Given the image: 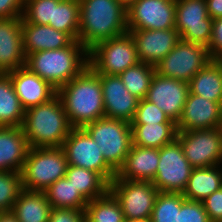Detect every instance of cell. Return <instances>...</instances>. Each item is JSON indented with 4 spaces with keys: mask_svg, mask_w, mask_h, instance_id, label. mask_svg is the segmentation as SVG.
<instances>
[{
    "mask_svg": "<svg viewBox=\"0 0 222 222\" xmlns=\"http://www.w3.org/2000/svg\"><path fill=\"white\" fill-rule=\"evenodd\" d=\"M73 128H83L105 117L100 74L89 64L75 78L57 90Z\"/></svg>",
    "mask_w": 222,
    "mask_h": 222,
    "instance_id": "1",
    "label": "cell"
},
{
    "mask_svg": "<svg viewBox=\"0 0 222 222\" xmlns=\"http://www.w3.org/2000/svg\"><path fill=\"white\" fill-rule=\"evenodd\" d=\"M126 32L127 10L117 0H79L78 41L88 52Z\"/></svg>",
    "mask_w": 222,
    "mask_h": 222,
    "instance_id": "2",
    "label": "cell"
},
{
    "mask_svg": "<svg viewBox=\"0 0 222 222\" xmlns=\"http://www.w3.org/2000/svg\"><path fill=\"white\" fill-rule=\"evenodd\" d=\"M22 129L29 147H62L73 129L56 94L48 102L25 110Z\"/></svg>",
    "mask_w": 222,
    "mask_h": 222,
    "instance_id": "3",
    "label": "cell"
},
{
    "mask_svg": "<svg viewBox=\"0 0 222 222\" xmlns=\"http://www.w3.org/2000/svg\"><path fill=\"white\" fill-rule=\"evenodd\" d=\"M87 66L88 51L78 40L62 49L29 54L25 64L32 73L56 90L78 76Z\"/></svg>",
    "mask_w": 222,
    "mask_h": 222,
    "instance_id": "4",
    "label": "cell"
},
{
    "mask_svg": "<svg viewBox=\"0 0 222 222\" xmlns=\"http://www.w3.org/2000/svg\"><path fill=\"white\" fill-rule=\"evenodd\" d=\"M68 161L62 147H30L21 170L22 187L27 191L44 192L66 176Z\"/></svg>",
    "mask_w": 222,
    "mask_h": 222,
    "instance_id": "5",
    "label": "cell"
},
{
    "mask_svg": "<svg viewBox=\"0 0 222 222\" xmlns=\"http://www.w3.org/2000/svg\"><path fill=\"white\" fill-rule=\"evenodd\" d=\"M83 129L97 143L106 163L117 173L132 145L131 123L103 117Z\"/></svg>",
    "mask_w": 222,
    "mask_h": 222,
    "instance_id": "6",
    "label": "cell"
},
{
    "mask_svg": "<svg viewBox=\"0 0 222 222\" xmlns=\"http://www.w3.org/2000/svg\"><path fill=\"white\" fill-rule=\"evenodd\" d=\"M109 191L118 200L126 221L149 222L159 193L151 181L113 179Z\"/></svg>",
    "mask_w": 222,
    "mask_h": 222,
    "instance_id": "7",
    "label": "cell"
},
{
    "mask_svg": "<svg viewBox=\"0 0 222 222\" xmlns=\"http://www.w3.org/2000/svg\"><path fill=\"white\" fill-rule=\"evenodd\" d=\"M139 62L135 43L129 32L103 41L88 52V64L98 74L119 75Z\"/></svg>",
    "mask_w": 222,
    "mask_h": 222,
    "instance_id": "8",
    "label": "cell"
},
{
    "mask_svg": "<svg viewBox=\"0 0 222 222\" xmlns=\"http://www.w3.org/2000/svg\"><path fill=\"white\" fill-rule=\"evenodd\" d=\"M212 60L207 47L182 39L155 66L156 73L189 83Z\"/></svg>",
    "mask_w": 222,
    "mask_h": 222,
    "instance_id": "9",
    "label": "cell"
},
{
    "mask_svg": "<svg viewBox=\"0 0 222 222\" xmlns=\"http://www.w3.org/2000/svg\"><path fill=\"white\" fill-rule=\"evenodd\" d=\"M176 139L193 168L212 167L222 163V127L178 131Z\"/></svg>",
    "mask_w": 222,
    "mask_h": 222,
    "instance_id": "10",
    "label": "cell"
},
{
    "mask_svg": "<svg viewBox=\"0 0 222 222\" xmlns=\"http://www.w3.org/2000/svg\"><path fill=\"white\" fill-rule=\"evenodd\" d=\"M193 169L175 139L159 149V164L152 183L159 192L183 193Z\"/></svg>",
    "mask_w": 222,
    "mask_h": 222,
    "instance_id": "11",
    "label": "cell"
},
{
    "mask_svg": "<svg viewBox=\"0 0 222 222\" xmlns=\"http://www.w3.org/2000/svg\"><path fill=\"white\" fill-rule=\"evenodd\" d=\"M62 148L68 165L95 171L108 183L115 178L116 172L106 163L97 143L83 128H73Z\"/></svg>",
    "mask_w": 222,
    "mask_h": 222,
    "instance_id": "12",
    "label": "cell"
},
{
    "mask_svg": "<svg viewBox=\"0 0 222 222\" xmlns=\"http://www.w3.org/2000/svg\"><path fill=\"white\" fill-rule=\"evenodd\" d=\"M212 25L206 0H176L175 29L180 39L208 47Z\"/></svg>",
    "mask_w": 222,
    "mask_h": 222,
    "instance_id": "13",
    "label": "cell"
},
{
    "mask_svg": "<svg viewBox=\"0 0 222 222\" xmlns=\"http://www.w3.org/2000/svg\"><path fill=\"white\" fill-rule=\"evenodd\" d=\"M176 0H137L127 10L128 30L175 28Z\"/></svg>",
    "mask_w": 222,
    "mask_h": 222,
    "instance_id": "14",
    "label": "cell"
},
{
    "mask_svg": "<svg viewBox=\"0 0 222 222\" xmlns=\"http://www.w3.org/2000/svg\"><path fill=\"white\" fill-rule=\"evenodd\" d=\"M189 94V83L163 77L155 72L145 99L161 109L170 120L178 122Z\"/></svg>",
    "mask_w": 222,
    "mask_h": 222,
    "instance_id": "15",
    "label": "cell"
},
{
    "mask_svg": "<svg viewBox=\"0 0 222 222\" xmlns=\"http://www.w3.org/2000/svg\"><path fill=\"white\" fill-rule=\"evenodd\" d=\"M100 80L105 117L131 123L140 100L125 88L119 75L100 74Z\"/></svg>",
    "mask_w": 222,
    "mask_h": 222,
    "instance_id": "16",
    "label": "cell"
},
{
    "mask_svg": "<svg viewBox=\"0 0 222 222\" xmlns=\"http://www.w3.org/2000/svg\"><path fill=\"white\" fill-rule=\"evenodd\" d=\"M176 126L178 131L220 128L222 103L212 102L189 92Z\"/></svg>",
    "mask_w": 222,
    "mask_h": 222,
    "instance_id": "17",
    "label": "cell"
},
{
    "mask_svg": "<svg viewBox=\"0 0 222 222\" xmlns=\"http://www.w3.org/2000/svg\"><path fill=\"white\" fill-rule=\"evenodd\" d=\"M131 34L140 62L156 66L178 43V31L168 30H128Z\"/></svg>",
    "mask_w": 222,
    "mask_h": 222,
    "instance_id": "18",
    "label": "cell"
},
{
    "mask_svg": "<svg viewBox=\"0 0 222 222\" xmlns=\"http://www.w3.org/2000/svg\"><path fill=\"white\" fill-rule=\"evenodd\" d=\"M26 64L22 39V17L0 19V73H9Z\"/></svg>",
    "mask_w": 222,
    "mask_h": 222,
    "instance_id": "19",
    "label": "cell"
},
{
    "mask_svg": "<svg viewBox=\"0 0 222 222\" xmlns=\"http://www.w3.org/2000/svg\"><path fill=\"white\" fill-rule=\"evenodd\" d=\"M8 74L24 110L48 102L57 94L55 88L25 66Z\"/></svg>",
    "mask_w": 222,
    "mask_h": 222,
    "instance_id": "20",
    "label": "cell"
},
{
    "mask_svg": "<svg viewBox=\"0 0 222 222\" xmlns=\"http://www.w3.org/2000/svg\"><path fill=\"white\" fill-rule=\"evenodd\" d=\"M159 164V149L131 145L123 166L114 179L153 181Z\"/></svg>",
    "mask_w": 222,
    "mask_h": 222,
    "instance_id": "21",
    "label": "cell"
},
{
    "mask_svg": "<svg viewBox=\"0 0 222 222\" xmlns=\"http://www.w3.org/2000/svg\"><path fill=\"white\" fill-rule=\"evenodd\" d=\"M22 39L26 57L34 52L62 49L74 41L67 33L49 25L29 23L23 17Z\"/></svg>",
    "mask_w": 222,
    "mask_h": 222,
    "instance_id": "22",
    "label": "cell"
},
{
    "mask_svg": "<svg viewBox=\"0 0 222 222\" xmlns=\"http://www.w3.org/2000/svg\"><path fill=\"white\" fill-rule=\"evenodd\" d=\"M29 148L22 127L0 126V172H21Z\"/></svg>",
    "mask_w": 222,
    "mask_h": 222,
    "instance_id": "23",
    "label": "cell"
},
{
    "mask_svg": "<svg viewBox=\"0 0 222 222\" xmlns=\"http://www.w3.org/2000/svg\"><path fill=\"white\" fill-rule=\"evenodd\" d=\"M189 92L222 103V64L212 59L189 81Z\"/></svg>",
    "mask_w": 222,
    "mask_h": 222,
    "instance_id": "24",
    "label": "cell"
},
{
    "mask_svg": "<svg viewBox=\"0 0 222 222\" xmlns=\"http://www.w3.org/2000/svg\"><path fill=\"white\" fill-rule=\"evenodd\" d=\"M52 206L44 192L22 190L11 212L18 222H48Z\"/></svg>",
    "mask_w": 222,
    "mask_h": 222,
    "instance_id": "25",
    "label": "cell"
},
{
    "mask_svg": "<svg viewBox=\"0 0 222 222\" xmlns=\"http://www.w3.org/2000/svg\"><path fill=\"white\" fill-rule=\"evenodd\" d=\"M194 168L182 195L193 201L202 202L206 197L222 187V167Z\"/></svg>",
    "mask_w": 222,
    "mask_h": 222,
    "instance_id": "26",
    "label": "cell"
},
{
    "mask_svg": "<svg viewBox=\"0 0 222 222\" xmlns=\"http://www.w3.org/2000/svg\"><path fill=\"white\" fill-rule=\"evenodd\" d=\"M132 145L160 149L177 136L176 123L131 124Z\"/></svg>",
    "mask_w": 222,
    "mask_h": 222,
    "instance_id": "27",
    "label": "cell"
},
{
    "mask_svg": "<svg viewBox=\"0 0 222 222\" xmlns=\"http://www.w3.org/2000/svg\"><path fill=\"white\" fill-rule=\"evenodd\" d=\"M25 110L8 73H0V126L22 127Z\"/></svg>",
    "mask_w": 222,
    "mask_h": 222,
    "instance_id": "28",
    "label": "cell"
},
{
    "mask_svg": "<svg viewBox=\"0 0 222 222\" xmlns=\"http://www.w3.org/2000/svg\"><path fill=\"white\" fill-rule=\"evenodd\" d=\"M65 177L88 202L109 191V183L89 169L68 165Z\"/></svg>",
    "mask_w": 222,
    "mask_h": 222,
    "instance_id": "29",
    "label": "cell"
},
{
    "mask_svg": "<svg viewBox=\"0 0 222 222\" xmlns=\"http://www.w3.org/2000/svg\"><path fill=\"white\" fill-rule=\"evenodd\" d=\"M49 26L78 40L79 0H53V22Z\"/></svg>",
    "mask_w": 222,
    "mask_h": 222,
    "instance_id": "30",
    "label": "cell"
},
{
    "mask_svg": "<svg viewBox=\"0 0 222 222\" xmlns=\"http://www.w3.org/2000/svg\"><path fill=\"white\" fill-rule=\"evenodd\" d=\"M44 194L52 208H74L85 210L88 201L76 190L66 177L50 185Z\"/></svg>",
    "mask_w": 222,
    "mask_h": 222,
    "instance_id": "31",
    "label": "cell"
},
{
    "mask_svg": "<svg viewBox=\"0 0 222 222\" xmlns=\"http://www.w3.org/2000/svg\"><path fill=\"white\" fill-rule=\"evenodd\" d=\"M85 215L88 222H126L118 200L110 191L89 201Z\"/></svg>",
    "mask_w": 222,
    "mask_h": 222,
    "instance_id": "32",
    "label": "cell"
},
{
    "mask_svg": "<svg viewBox=\"0 0 222 222\" xmlns=\"http://www.w3.org/2000/svg\"><path fill=\"white\" fill-rule=\"evenodd\" d=\"M155 72L154 66L139 62L135 66L129 67L124 72H121L119 77L125 85V88L141 100L146 97Z\"/></svg>",
    "mask_w": 222,
    "mask_h": 222,
    "instance_id": "33",
    "label": "cell"
},
{
    "mask_svg": "<svg viewBox=\"0 0 222 222\" xmlns=\"http://www.w3.org/2000/svg\"><path fill=\"white\" fill-rule=\"evenodd\" d=\"M182 193L159 192L149 222H179Z\"/></svg>",
    "mask_w": 222,
    "mask_h": 222,
    "instance_id": "34",
    "label": "cell"
},
{
    "mask_svg": "<svg viewBox=\"0 0 222 222\" xmlns=\"http://www.w3.org/2000/svg\"><path fill=\"white\" fill-rule=\"evenodd\" d=\"M23 190L21 173L0 172V212H11L13 204Z\"/></svg>",
    "mask_w": 222,
    "mask_h": 222,
    "instance_id": "35",
    "label": "cell"
},
{
    "mask_svg": "<svg viewBox=\"0 0 222 222\" xmlns=\"http://www.w3.org/2000/svg\"><path fill=\"white\" fill-rule=\"evenodd\" d=\"M22 17L29 23L49 25L53 22V0H24Z\"/></svg>",
    "mask_w": 222,
    "mask_h": 222,
    "instance_id": "36",
    "label": "cell"
},
{
    "mask_svg": "<svg viewBox=\"0 0 222 222\" xmlns=\"http://www.w3.org/2000/svg\"><path fill=\"white\" fill-rule=\"evenodd\" d=\"M175 123L155 104L144 99L139 101L131 124Z\"/></svg>",
    "mask_w": 222,
    "mask_h": 222,
    "instance_id": "37",
    "label": "cell"
},
{
    "mask_svg": "<svg viewBox=\"0 0 222 222\" xmlns=\"http://www.w3.org/2000/svg\"><path fill=\"white\" fill-rule=\"evenodd\" d=\"M179 222H211L202 202L185 199L181 204Z\"/></svg>",
    "mask_w": 222,
    "mask_h": 222,
    "instance_id": "38",
    "label": "cell"
},
{
    "mask_svg": "<svg viewBox=\"0 0 222 222\" xmlns=\"http://www.w3.org/2000/svg\"><path fill=\"white\" fill-rule=\"evenodd\" d=\"M85 210L74 208H52L48 222H85Z\"/></svg>",
    "mask_w": 222,
    "mask_h": 222,
    "instance_id": "39",
    "label": "cell"
},
{
    "mask_svg": "<svg viewBox=\"0 0 222 222\" xmlns=\"http://www.w3.org/2000/svg\"><path fill=\"white\" fill-rule=\"evenodd\" d=\"M211 222H222V187L202 201Z\"/></svg>",
    "mask_w": 222,
    "mask_h": 222,
    "instance_id": "40",
    "label": "cell"
},
{
    "mask_svg": "<svg viewBox=\"0 0 222 222\" xmlns=\"http://www.w3.org/2000/svg\"><path fill=\"white\" fill-rule=\"evenodd\" d=\"M207 49L212 59H217L222 54V17L213 20L211 39Z\"/></svg>",
    "mask_w": 222,
    "mask_h": 222,
    "instance_id": "41",
    "label": "cell"
},
{
    "mask_svg": "<svg viewBox=\"0 0 222 222\" xmlns=\"http://www.w3.org/2000/svg\"><path fill=\"white\" fill-rule=\"evenodd\" d=\"M24 0H0V19L22 17Z\"/></svg>",
    "mask_w": 222,
    "mask_h": 222,
    "instance_id": "42",
    "label": "cell"
},
{
    "mask_svg": "<svg viewBox=\"0 0 222 222\" xmlns=\"http://www.w3.org/2000/svg\"><path fill=\"white\" fill-rule=\"evenodd\" d=\"M209 16L214 20L222 17V0H206Z\"/></svg>",
    "mask_w": 222,
    "mask_h": 222,
    "instance_id": "43",
    "label": "cell"
},
{
    "mask_svg": "<svg viewBox=\"0 0 222 222\" xmlns=\"http://www.w3.org/2000/svg\"><path fill=\"white\" fill-rule=\"evenodd\" d=\"M0 222H18L12 212H0Z\"/></svg>",
    "mask_w": 222,
    "mask_h": 222,
    "instance_id": "44",
    "label": "cell"
},
{
    "mask_svg": "<svg viewBox=\"0 0 222 222\" xmlns=\"http://www.w3.org/2000/svg\"><path fill=\"white\" fill-rule=\"evenodd\" d=\"M126 10H128L137 0H117Z\"/></svg>",
    "mask_w": 222,
    "mask_h": 222,
    "instance_id": "45",
    "label": "cell"
},
{
    "mask_svg": "<svg viewBox=\"0 0 222 222\" xmlns=\"http://www.w3.org/2000/svg\"><path fill=\"white\" fill-rule=\"evenodd\" d=\"M217 60L222 64V54L217 58Z\"/></svg>",
    "mask_w": 222,
    "mask_h": 222,
    "instance_id": "46",
    "label": "cell"
}]
</instances>
